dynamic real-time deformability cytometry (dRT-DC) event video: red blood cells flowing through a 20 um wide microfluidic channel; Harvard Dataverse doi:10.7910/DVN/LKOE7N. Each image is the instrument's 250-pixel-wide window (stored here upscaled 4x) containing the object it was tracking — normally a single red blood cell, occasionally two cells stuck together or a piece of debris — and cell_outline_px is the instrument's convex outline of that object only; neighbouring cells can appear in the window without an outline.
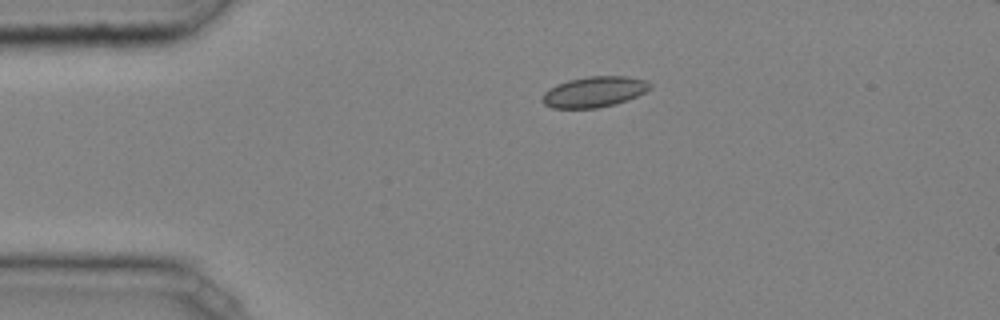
{"species": "common noctule bat (a hibernating species)", "species_latin": "Nyctalus noctula", "temperature_condition": "cold", "stored_images_in_passage": 34, "camera_frame_rate_fps": 3000, "um_per_image_px": 0.085, "animal": {"sex": "male", "body_mass_g": 20.4}, "frame": {"image": 1, "passage_image": 1, "time_ms": 0.0, "image_size_px": [1000, 320], "cell_outline_px": [[652, 84], [644, 92], [628, 100], [616, 104], [596, 108], [552, 108], [544, 104], [540, 100], [544, 92], [556, 84], [568, 80], [588, 76], [628, 76], [644, 80]], "centroid_in_image_um": [50.47, 7.81], "position_along_channel_um": 34.5, "area_um2": 19.25}}
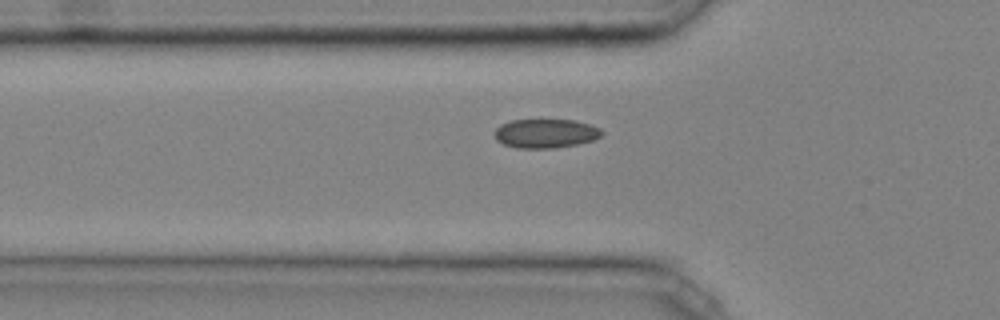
{"frame": {"image": 2, "passage_image": 7, "time_ms": 2.0, "image_size_px": [1000, 320], "cell_outline_px": [[604, 132], [600, 136], [592, 140], [576, 144], [556, 148], [516, 148], [504, 144], [496, 140], [492, 132], [500, 124], [512, 120], [576, 120], [600, 128]], "centroid_in_image_um": [46.33, 11.34], "position_along_channel_um": 79.5, "area_um2": 18.21}}
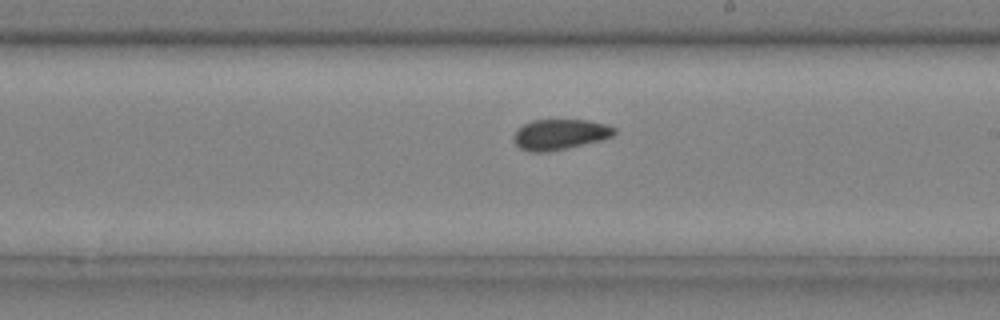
{"frame": {"image": 3, "passage_image": 19, "time_ms": 6.0, "image_size_px": [1000, 320], "cell_outline_px": [[616, 132], [612, 136], [600, 140], [548, 152], [528, 152], [520, 148], [512, 140], [512, 136], [516, 128], [532, 120], [588, 120], [604, 124], [616, 128]], "centroid_in_image_um": [47.53, 11.42], "position_along_channel_um": 241.5, "area_um2": 17.92}, "authors_computed_cell_mechanics": {"area_um2": 17.7446, "velocity_mm_per_s": 4.0472, "shape_relaxation_time_tau1_ms": null, "shape_relaxation_time_tau2_ms": 2.6298, "deformation_change_tau1": null, "deformation_change_tau2": 0.0491}}